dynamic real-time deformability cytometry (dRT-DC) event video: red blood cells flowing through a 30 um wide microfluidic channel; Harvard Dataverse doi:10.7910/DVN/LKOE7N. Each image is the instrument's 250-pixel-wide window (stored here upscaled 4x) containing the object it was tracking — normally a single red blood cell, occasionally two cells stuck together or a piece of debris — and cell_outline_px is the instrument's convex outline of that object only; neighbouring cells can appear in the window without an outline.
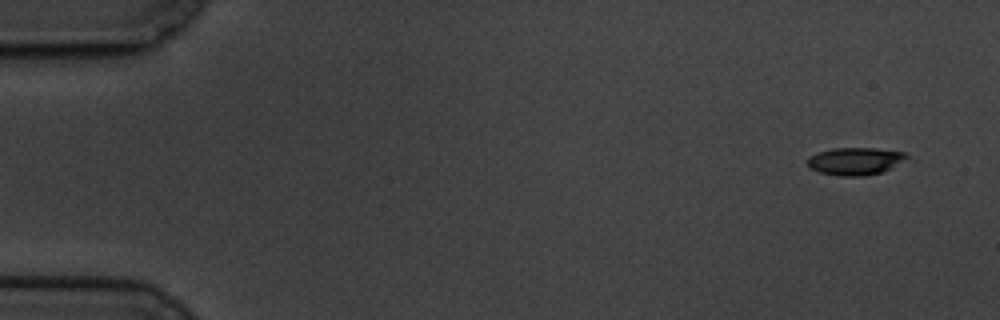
{"species": "common noctule bat (a hibernating species)", "species_latin": "Nyctalus noctula", "temperature_condition": "cold", "stored_images_in_passage": 8, "camera_frame_rate_fps": 3000, "um_per_image_px": 0.085, "animal": {"sex": "male", "body_mass_g": 19.5, "forearm_length_mm": 54.6}, "frame": {"image": 1, "passage_image": 1, "time_ms": 0.0, "image_size_px": [1000, 320], "cell_outline_px": [[916, 160], [884, 172], [864, 176], [836, 176], [820, 172], [812, 168], [808, 164], [808, 156], [816, 152], [832, 148], [876, 148], [908, 152]], "centroid_in_image_um": [72.9, 13.69], "position_along_channel_um": 12.1, "area_um2": 16.88}}
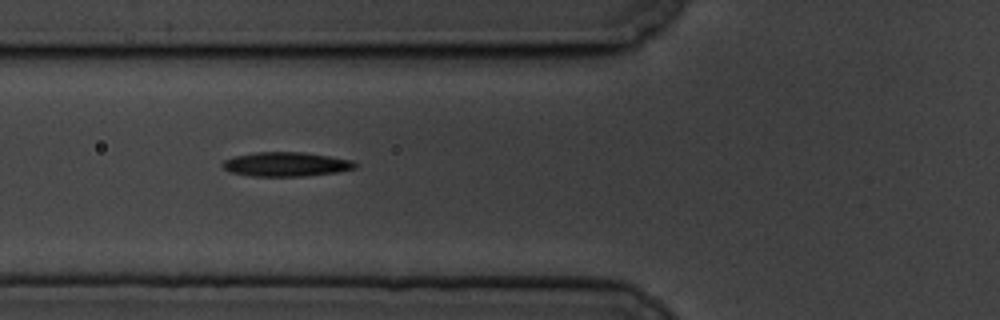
{"frame": {"image": 2, "passage_image": 6, "time_ms": 6.333, "image_size_px": [1000, 320], "cell_outline_px": [[356, 168], [336, 172], [304, 176], [248, 176], [232, 172], [224, 168], [220, 164], [224, 160], [236, 156], [256, 152], [304, 152], [352, 160], [356, 164]], "centroid_in_image_um": [24.3, 13.96], "position_along_channel_um": 101.5, "area_um2": 18.61}}
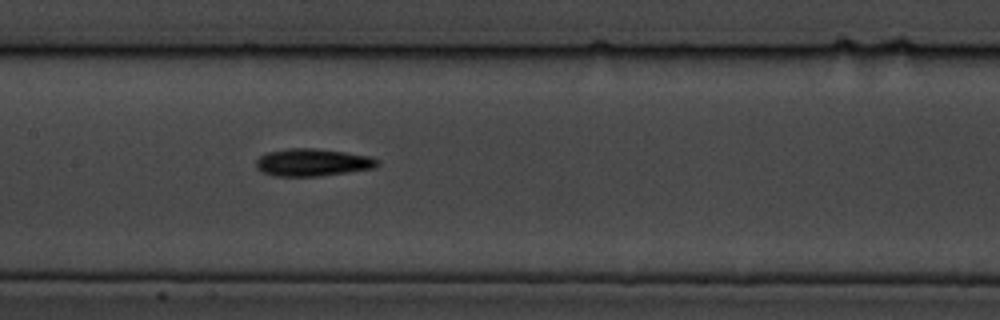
{"frame": {"image": 3, "passage_image": 8, "time_ms": 8.667, "image_size_px": [1000, 320], "cell_outline_px": [[380, 164], [372, 168], [348, 172], [320, 176], [272, 176], [256, 168], [256, 160], [260, 156], [268, 152], [288, 148], [316, 148], [344, 152], [368, 156], [380, 160]], "centroid_in_image_um": [26.55, 13.8], "position_along_channel_um": 180.8, "area_um2": 19.36}}